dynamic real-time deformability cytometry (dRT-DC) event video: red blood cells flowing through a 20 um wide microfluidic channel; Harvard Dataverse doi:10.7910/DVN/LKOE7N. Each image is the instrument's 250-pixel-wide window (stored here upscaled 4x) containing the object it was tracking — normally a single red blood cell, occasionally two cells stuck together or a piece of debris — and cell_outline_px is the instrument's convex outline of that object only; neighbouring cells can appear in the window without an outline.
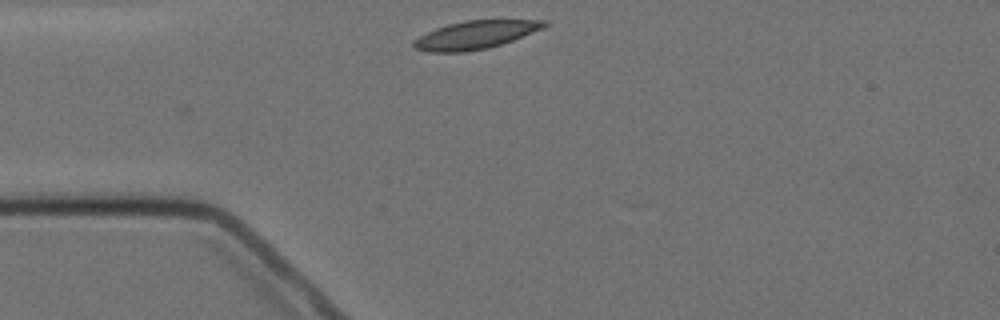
{"species": "Egyptian fruit bat (a non-hibernating species)", "species_latin": "Rousettus aegyptiacus", "temperature_condition": "cold", "stored_images_in_passage": 4, "camera_frame_rate_fps": 3000, "um_per_image_px": 0.085, "animal": {"sex": "female"}, "frame": {"image": 1, "passage_image": 1, "time_ms": 0.0, "image_size_px": [1000, 320], "cell_outline_px": [[548, 24], [540, 28], [512, 40], [488, 48], [464, 52], [428, 52], [416, 48], [412, 44], [412, 40], [436, 28], [448, 24], [464, 20], [548, 20]], "centroid_in_image_um": [40.35, 2.96], "position_along_channel_um": 44.7, "area_um2": 21.04}}
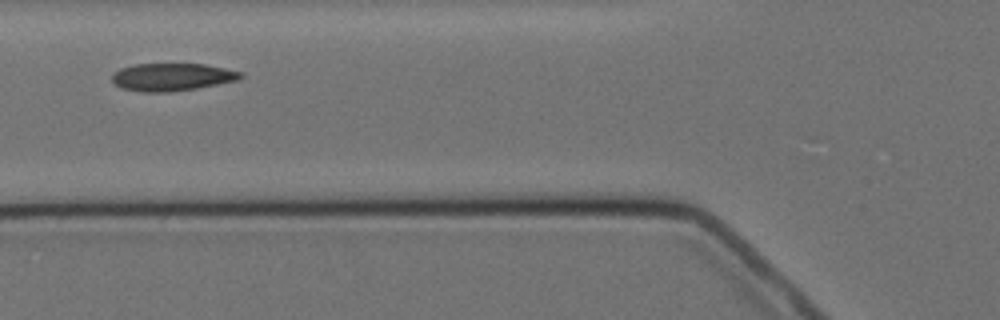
{"frame": {"image": 2, "passage_image": 3, "time_ms": 2.333, "image_size_px": [1000, 320], "cell_outline_px": [[244, 76], [240, 80], [196, 88], [168, 92], [140, 92], [120, 88], [112, 80], [112, 76], [120, 68], [136, 64], [204, 64], [244, 72]], "centroid_in_image_um": [14.65, 6.55], "position_along_channel_um": 111.1, "area_um2": 20.75}}
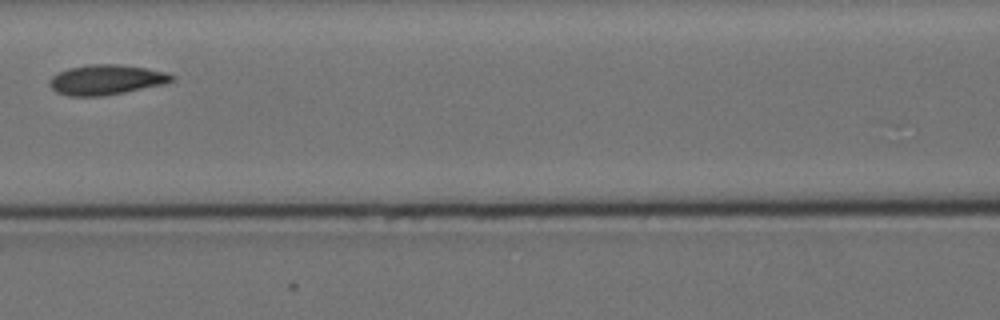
{"frame": {"image": 3, "passage_image": 4, "time_ms": 3.667, "image_size_px": [1000, 320], "cell_outline_px": [[176, 80], [164, 84], [104, 96], [68, 96], [56, 92], [48, 84], [52, 76], [68, 68], [88, 64], [116, 64], [144, 68], [168, 72], [176, 76]], "centroid_in_image_um": [9.05, 6.78], "position_along_channel_um": 157.6, "area_um2": 21.44}}